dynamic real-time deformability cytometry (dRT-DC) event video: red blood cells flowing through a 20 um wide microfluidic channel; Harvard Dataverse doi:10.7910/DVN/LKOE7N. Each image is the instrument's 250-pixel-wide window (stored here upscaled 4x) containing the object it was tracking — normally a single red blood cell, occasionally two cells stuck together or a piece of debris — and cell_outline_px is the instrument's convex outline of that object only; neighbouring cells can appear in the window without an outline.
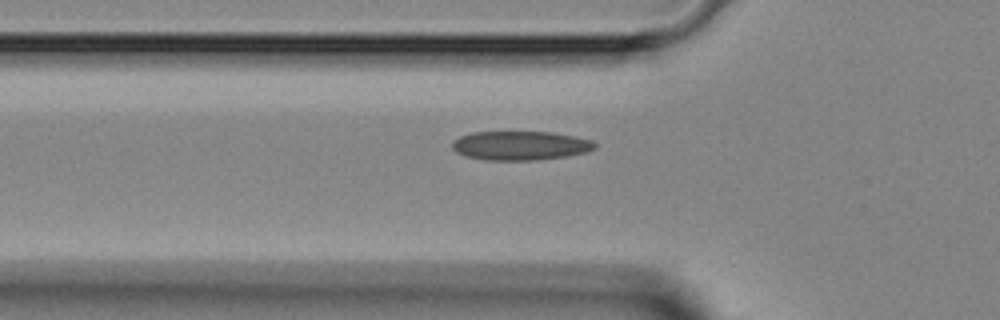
{"species": "Egyptian fruit bat (a non-hibernating species)", "species_latin": "Rousettus aegyptiacus", "temperature_condition": "room temperature", "stored_images_in_passage": 2, "camera_frame_rate_fps": 3000, "um_per_image_px": 0.085, "animal": {"sex": "female"}, "frame": {"image": 1, "passage_image": 2, "time_ms": 2.0, "image_size_px": [1000, 320], "cell_outline_px": [[596, 148], [584, 152], [568, 156], [536, 160], [484, 160], [464, 156], [456, 152], [452, 148], [452, 140], [460, 136], [472, 132], [552, 132], [576, 136], [592, 140], [596, 144]], "centroid_in_image_um": [44.21, 12.37], "position_along_channel_um": 81.6, "area_um2": 24.33}}